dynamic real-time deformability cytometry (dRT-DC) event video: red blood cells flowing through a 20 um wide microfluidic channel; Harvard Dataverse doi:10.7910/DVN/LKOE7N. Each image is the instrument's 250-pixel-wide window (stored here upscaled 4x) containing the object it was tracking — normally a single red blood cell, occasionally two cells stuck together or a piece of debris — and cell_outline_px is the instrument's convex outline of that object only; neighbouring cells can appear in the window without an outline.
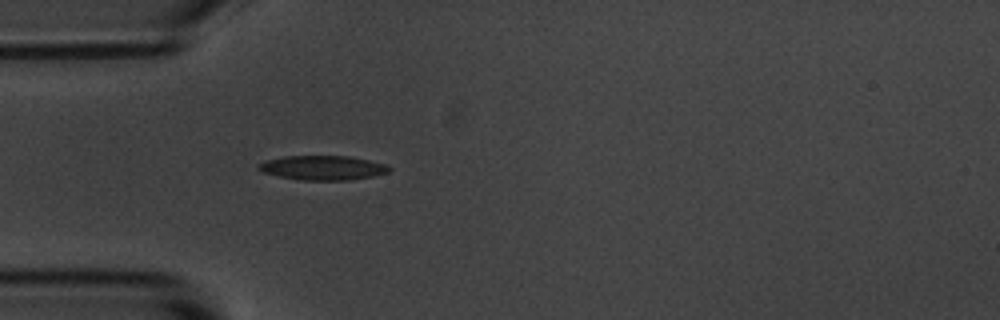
{"species": "common noctule bat (a hibernating species)", "species_latin": "Nyctalus noctula", "temperature_condition": "room temperature", "stored_images_in_passage": 1, "camera_frame_rate_fps": 3000, "um_per_image_px": 0.085, "animal": {"sex": "male", "body_mass_g": 20.1, "forearm_length_mm": 53.5}, "frame": {"image": 1, "passage_image": 1, "time_ms": 0.0, "image_size_px": [1000, 320], "cell_outline_px": [[392, 168], [388, 172], [372, 176], [348, 180], [300, 180], [280, 176], [264, 172], [256, 168], [256, 164], [268, 160], [284, 156], [348, 156], [368, 160], [384, 164]], "centroid_in_image_um": [27.41, 14.26], "position_along_channel_um": 57.6, "area_um2": 18.38}}